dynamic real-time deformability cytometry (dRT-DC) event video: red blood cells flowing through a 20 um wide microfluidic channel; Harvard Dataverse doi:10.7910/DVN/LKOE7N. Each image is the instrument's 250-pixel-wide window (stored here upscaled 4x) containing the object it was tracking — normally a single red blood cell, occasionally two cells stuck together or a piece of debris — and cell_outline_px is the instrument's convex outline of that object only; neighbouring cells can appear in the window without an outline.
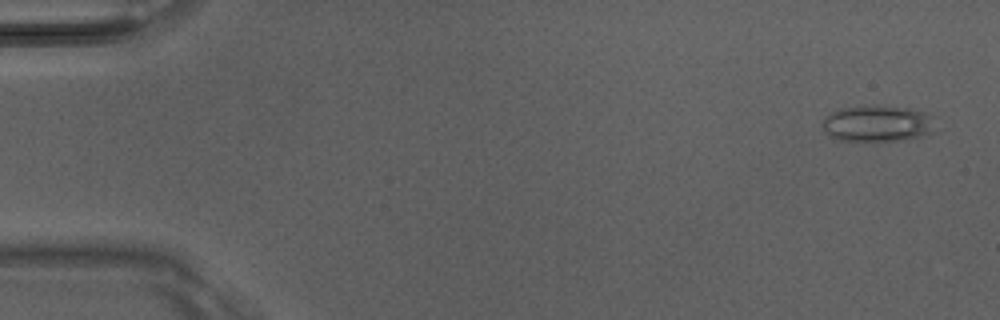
{"species": "Egyptian fruit bat (a non-hibernating species)", "species_latin": "Rousettus aegyptiacus", "temperature_condition": "room temperature", "stored_images_in_passage": 8, "camera_frame_rate_fps": 3000, "um_per_image_px": 0.085, "animal": {"sex": "male"}, "frame": {"image": 1, "passage_image": 1, "time_ms": 0.0, "image_size_px": [1000, 320], "cell_outline_px": [[936, 116], [932, 132], [908, 140], [840, 140], [824, 132], [820, 124], [824, 116], [840, 108], [872, 104], [908, 108], [924, 112]], "centroid_in_image_um": [74.58, 10.47], "position_along_channel_um": 10.4, "area_um2": 24.28}}